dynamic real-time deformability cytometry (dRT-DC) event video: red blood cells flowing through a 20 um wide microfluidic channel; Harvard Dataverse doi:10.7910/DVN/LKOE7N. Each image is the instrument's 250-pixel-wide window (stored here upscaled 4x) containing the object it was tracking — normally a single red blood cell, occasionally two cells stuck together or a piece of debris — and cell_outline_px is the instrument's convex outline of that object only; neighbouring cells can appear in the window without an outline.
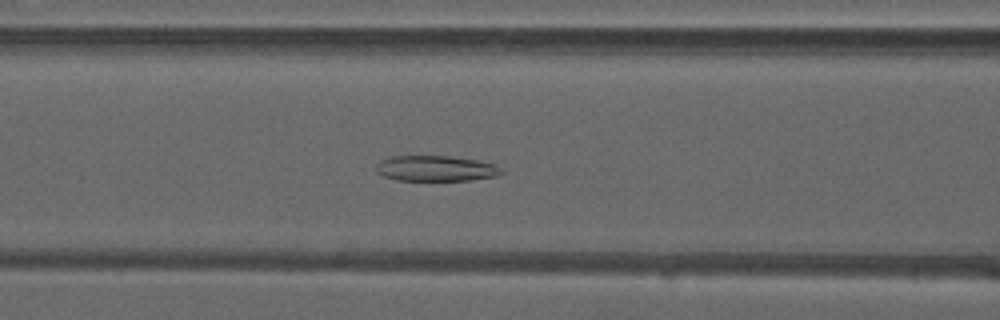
{"species": "common noctule bat (a hibernating species)", "species_latin": "Nyctalus noctula", "temperature_condition": "warm", "stored_images_in_passage": 50, "camera_frame_rate_fps": 3000, "um_per_image_px": 0.085, "animal": {"sex": "male", "forearm_length_mm": 52.5}, "frame": {"image": 1, "passage_image": 21, "time_ms": 6.667, "image_size_px": [1000, 320], "cell_outline_px": [[504, 172], [496, 176], [472, 180], [396, 180], [384, 176], [376, 172], [376, 164], [380, 160], [388, 156], [448, 156], [476, 160], [496, 164]], "centroid_in_image_um": [37.02, 14.31], "position_along_channel_um": 129.6, "area_um2": 18.73}}
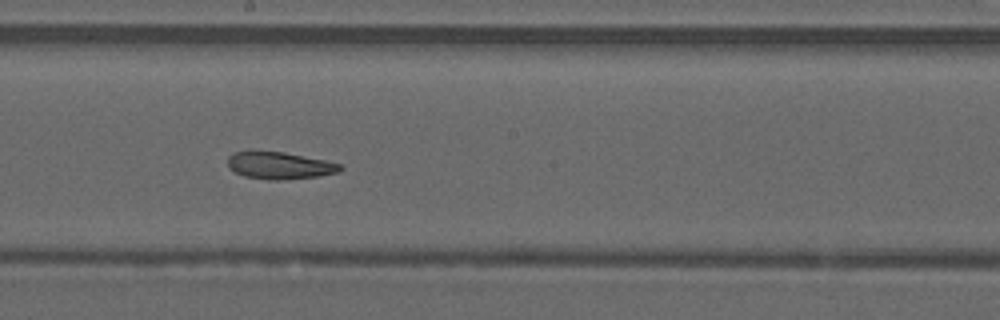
{"frame": {"image": 2, "passage_image": 28, "time_ms": 9.0, "image_size_px": [1000, 320], "cell_outline_px": [[344, 168], [340, 172], [316, 176], [276, 180], [268, 180], [244, 176], [228, 168], [228, 156], [232, 152], [248, 148], [252, 148], [284, 152], [324, 160], [340, 164]], "centroid_in_image_um": [23.67, 14.02], "position_along_channel_um": 224.5, "area_um2": 18.32}}
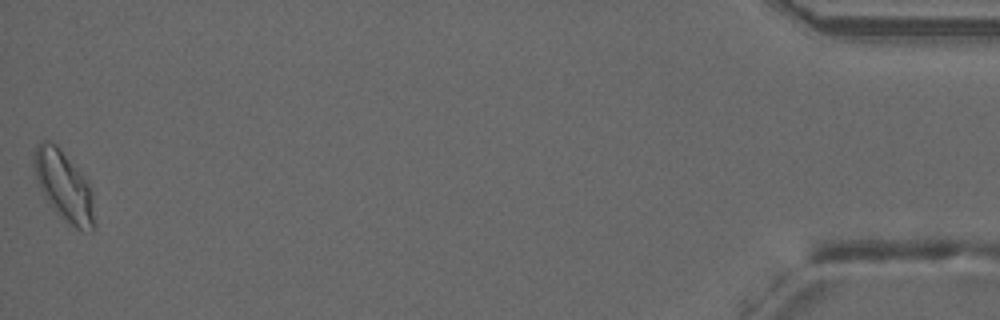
{"frame": {"image": 3, "passage_image": 50, "time_ms": 16.333, "image_size_px": [1000, 320], "cell_outline_px": [[96, 228], [92, 232], [76, 228], [64, 220], [52, 208], [44, 196], [36, 180], [32, 164], [32, 152], [40, 140], [48, 140], [56, 144], [88, 184], [92, 192]], "centroid_in_image_um": [5.4, 15.82], "position_along_channel_um": 429.8, "area_um2": 24.57}, "authors_computed_cell_mechanics": {"area_um2": 19.9699, "velocity_mm_per_s": 4.0801, "shape_relaxation_time_tau1_ms": null, "shape_relaxation_time_tau2_ms": 4.9618, "deformation_change_tau1": null, "deformation_change_tau2": 0.1456}}